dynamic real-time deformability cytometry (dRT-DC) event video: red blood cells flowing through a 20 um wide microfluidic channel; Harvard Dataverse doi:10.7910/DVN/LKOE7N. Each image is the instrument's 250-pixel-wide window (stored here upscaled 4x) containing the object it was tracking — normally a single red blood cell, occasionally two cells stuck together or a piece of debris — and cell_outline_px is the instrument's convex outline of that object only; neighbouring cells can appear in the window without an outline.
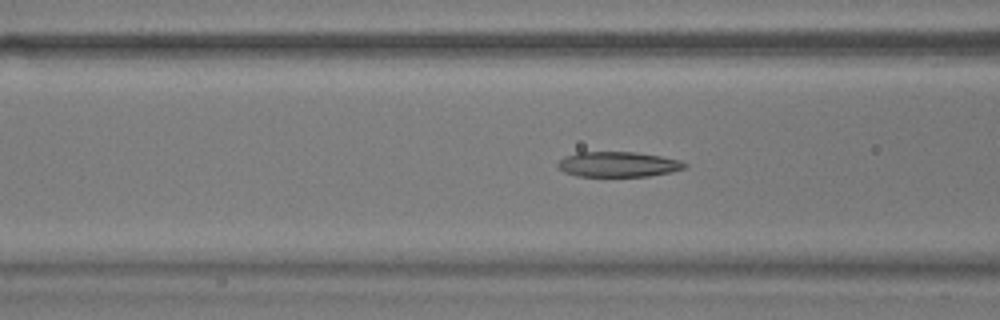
{"species": "common noctule bat (a hibernating species)", "species_latin": "Nyctalus noctula", "temperature_condition": "warm", "stored_images_in_passage": 53, "camera_frame_rate_fps": 3000, "um_per_image_px": 0.085, "animal": {"sex": "male", "body_mass_g": 17.9}, "frame": {"image": 1, "passage_image": 20, "time_ms": 6.333, "image_size_px": [1000, 320], "cell_outline_px": [[688, 164], [684, 168], [672, 172], [648, 176], [576, 176], [564, 172], [556, 168], [556, 164], [564, 156], [576, 152], [636, 152], [660, 156], [680, 160]], "centroid_in_image_um": [52.5, 13.97], "position_along_channel_um": 114.1, "area_um2": 18.79}}
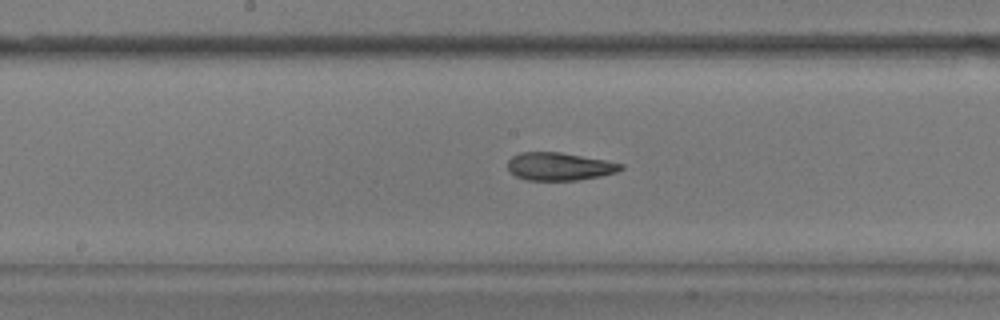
{"frame": {"image": 2, "passage_image": 27, "time_ms": 8.667, "image_size_px": [1000, 320], "cell_outline_px": [[624, 168], [616, 172], [600, 176], [576, 180], [524, 180], [508, 172], [508, 160], [512, 156], [520, 152], [560, 152], [604, 160], [624, 164]], "centroid_in_image_um": [47.51, 14.15], "position_along_channel_um": 200.7, "area_um2": 18.38}}
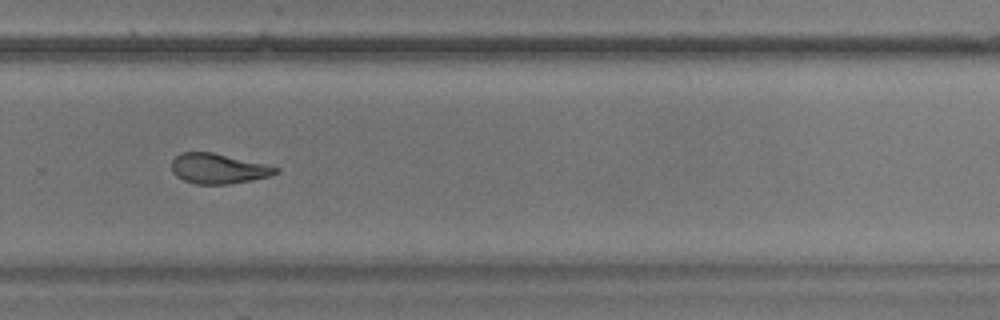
{"frame": {"image": 3, "passage_image": 36, "time_ms": 11.667, "image_size_px": [1000, 320], "cell_outline_px": [[280, 172], [268, 176], [252, 180], [228, 184], [196, 184], [184, 180], [176, 176], [172, 172], [172, 160], [180, 152], [212, 152], [264, 164], [280, 168]], "centroid_in_image_um": [18.53, 14.33], "position_along_channel_um": 311.3, "area_um2": 18.15}, "authors_computed_cell_mechanics": {"area_um2": 19.652, "velocity_mm_per_s": 3.6997, "shape_relaxation_time_tau1_ms": 9.9965, "shape_relaxation_time_tau2_ms": 2.3741, "deformation_change_tau1": 0.2454, "deformation_change_tau2": 0.1089}}